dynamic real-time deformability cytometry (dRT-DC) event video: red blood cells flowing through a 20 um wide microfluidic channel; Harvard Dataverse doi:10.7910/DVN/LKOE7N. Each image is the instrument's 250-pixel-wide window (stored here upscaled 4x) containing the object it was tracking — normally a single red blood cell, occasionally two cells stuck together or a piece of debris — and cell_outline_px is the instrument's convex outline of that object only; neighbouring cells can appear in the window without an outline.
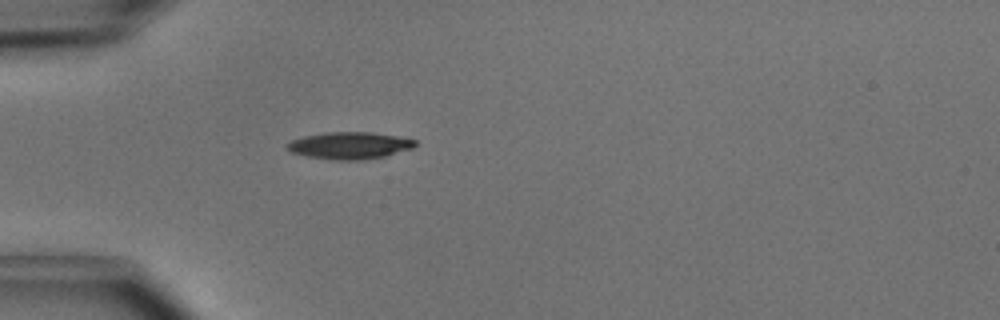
{"species": "common noctule bat (a hibernating species)", "species_latin": "Nyctalus noctula", "temperature_condition": "cold", "stored_images_in_passage": 36, "camera_frame_rate_fps": 3000, "um_per_image_px": 0.085, "animal": {"sex": "male", "body_mass_g": 15.6}, "frame": {"image": 1, "passage_image": 1, "time_ms": 0.0, "image_size_px": [1000, 320], "cell_outline_px": [[416, 144], [412, 148], [384, 156], [360, 160], [336, 160], [308, 156], [292, 152], [284, 148], [284, 144], [292, 140], [304, 136], [324, 132], [368, 132], [396, 136], [416, 140]], "centroid_in_image_um": [29.66, 12.36], "position_along_channel_um": 55.3, "area_um2": 20.0}}
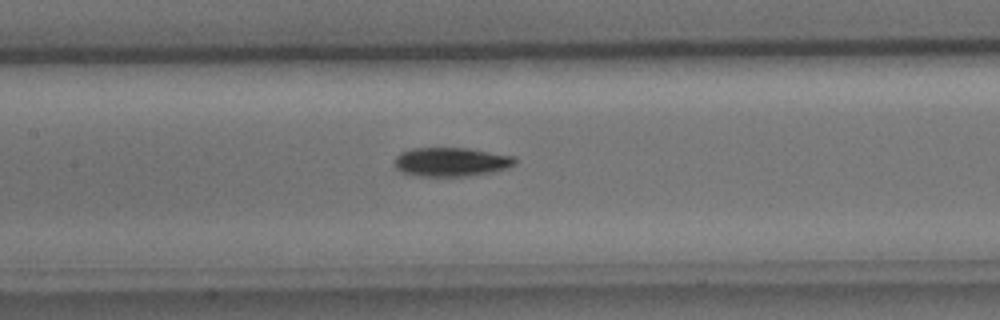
{"frame": {"image": 2, "passage_image": 10, "time_ms": 3.0, "image_size_px": [1000, 320], "cell_outline_px": [[516, 164], [508, 168], [496, 172], [468, 176], [420, 176], [400, 172], [396, 168], [396, 156], [400, 152], [412, 148], [468, 148], [516, 156]], "centroid_in_image_um": [38.4, 13.76], "position_along_channel_um": 169.0, "area_um2": 20.58}}
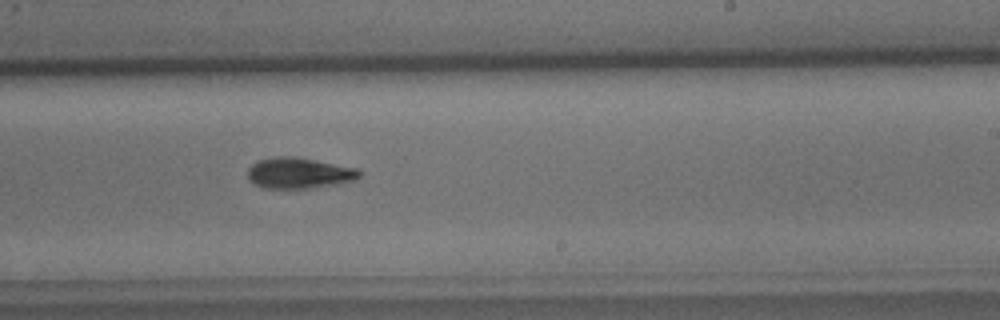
{"frame": {"image": 3, "passage_image": 17, "time_ms": 5.333, "image_size_px": [1000, 320], "cell_outline_px": [[360, 176], [356, 180], [340, 184], [316, 188], [264, 188], [248, 180], [248, 168], [252, 164], [260, 160], [272, 156], [292, 156], [360, 168]], "centroid_in_image_um": [25.46, 14.71], "position_along_channel_um": 263.5, "area_um2": 20.35}, "authors_computed_cell_mechanics": {"area_um2": 19.2185, "velocity_mm_per_s": 4.0661, "shape_relaxation_time_tau1_ms": 1.8625, "shape_relaxation_time_tau2_ms": null, "deformation_change_tau1": 0.1224, "deformation_change_tau2": null}}